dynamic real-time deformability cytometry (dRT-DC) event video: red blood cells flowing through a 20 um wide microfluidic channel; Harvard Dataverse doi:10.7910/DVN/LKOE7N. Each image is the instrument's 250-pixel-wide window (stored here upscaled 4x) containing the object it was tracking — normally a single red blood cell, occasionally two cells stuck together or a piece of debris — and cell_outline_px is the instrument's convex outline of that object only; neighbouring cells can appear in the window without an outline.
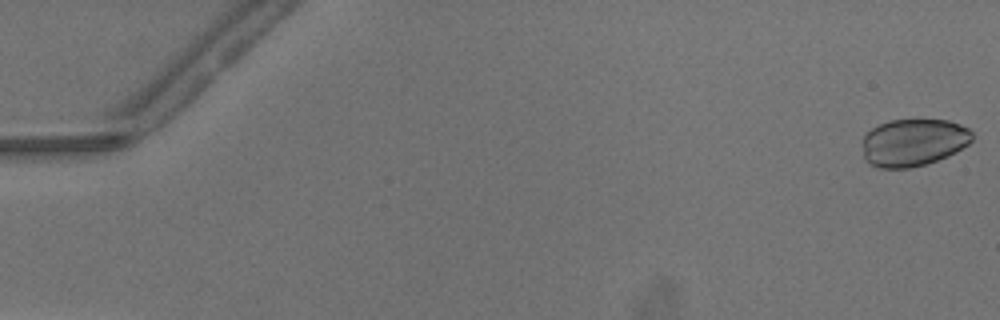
{"species": "common noctule bat (a hibernating species)", "species_latin": "Nyctalus noctula", "temperature_condition": "warm", "stored_images_in_passage": 9, "camera_frame_rate_fps": 3000, "um_per_image_px": 0.085, "animal": {"sex": "male", "body_mass_g": 13.3}, "frame": {"image": 1, "passage_image": 1, "time_ms": 0.0, "image_size_px": [1000, 320], "cell_outline_px": [[972, 140], [968, 144], [948, 156], [924, 164], [908, 168], [880, 168], [868, 164], [864, 160], [864, 136], [872, 128], [888, 120], [948, 120], [960, 124], [968, 128], [972, 132]], "centroid_in_image_um": [77.63, 12.11], "position_along_channel_um": 7.4, "area_um2": 30.17}}